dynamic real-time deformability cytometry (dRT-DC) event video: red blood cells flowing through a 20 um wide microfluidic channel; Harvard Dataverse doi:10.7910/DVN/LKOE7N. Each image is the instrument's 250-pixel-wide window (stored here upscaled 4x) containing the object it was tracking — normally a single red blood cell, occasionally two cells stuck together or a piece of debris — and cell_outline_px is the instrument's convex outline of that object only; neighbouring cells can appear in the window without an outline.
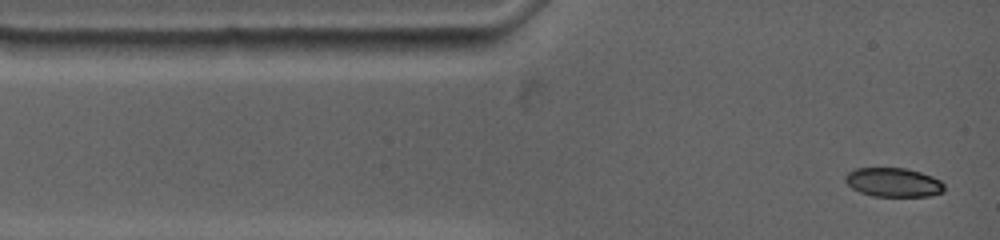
{"species": "common noctule bat (a hibernating species)", "species_latin": "Nyctalus noctula", "temperature_condition": "warm", "stored_images_in_passage": 26, "camera_frame_rate_fps": 4500, "um_per_image_px": 0.085, "animal": {"sex": "female", "body_mass_g": 19.0, "forearm_length_mm": 53.3}, "frame": {"image": 1, "passage_image": 1, "time_ms": 0.0, "image_size_px": [1000, 240], "cell_outline_px": [[944, 192], [932, 196], [872, 196], [860, 192], [852, 188], [844, 180], [844, 176], [848, 172], [856, 168], [904, 168], [920, 172], [932, 176], [940, 180], [944, 184]], "centroid_in_image_um": [75.94, 15.5], "position_along_channel_um": 9.1, "area_um2": 16.82}}
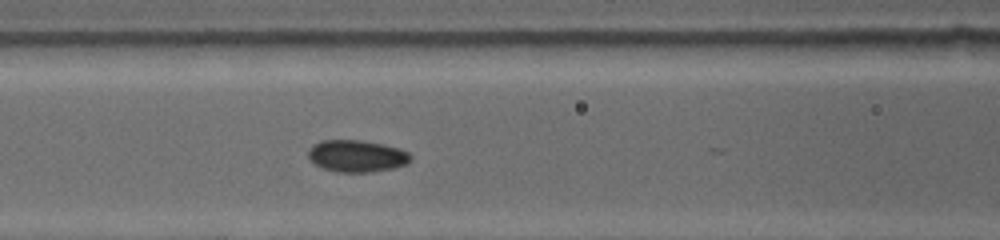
{"frame": {"image": 2, "passage_image": 15, "time_ms": 4.444, "image_size_px": [1000, 240], "cell_outline_px": [[412, 160], [408, 164], [396, 168], [368, 172], [336, 172], [324, 168], [308, 160], [308, 148], [312, 144], [320, 140], [364, 140], [400, 148], [408, 152], [412, 156]], "centroid_in_image_um": [30.33, 13.25], "position_along_channel_um": 136.3, "area_um2": 19.42}}
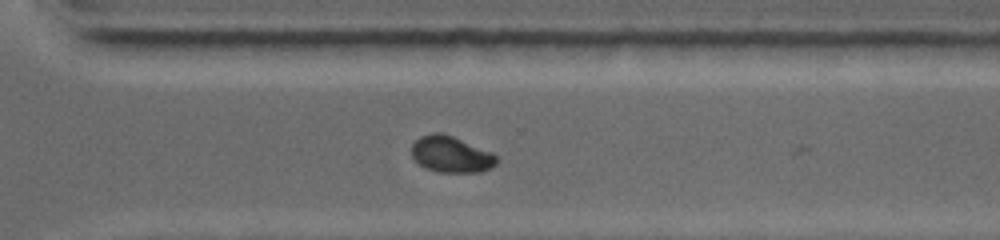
{"frame": {"image": 3, "passage_image": 25, "time_ms": 9.778, "image_size_px": [1000, 240], "cell_outline_px": [[496, 164], [488, 168], [476, 172], [440, 172], [428, 168], [420, 164], [412, 156], [412, 144], [420, 136], [432, 132], [440, 132], [452, 136], [492, 152], [496, 156]], "centroid_in_image_um": [38.32, 13.1], "position_along_channel_um": 332.3, "area_um2": 17.63}}